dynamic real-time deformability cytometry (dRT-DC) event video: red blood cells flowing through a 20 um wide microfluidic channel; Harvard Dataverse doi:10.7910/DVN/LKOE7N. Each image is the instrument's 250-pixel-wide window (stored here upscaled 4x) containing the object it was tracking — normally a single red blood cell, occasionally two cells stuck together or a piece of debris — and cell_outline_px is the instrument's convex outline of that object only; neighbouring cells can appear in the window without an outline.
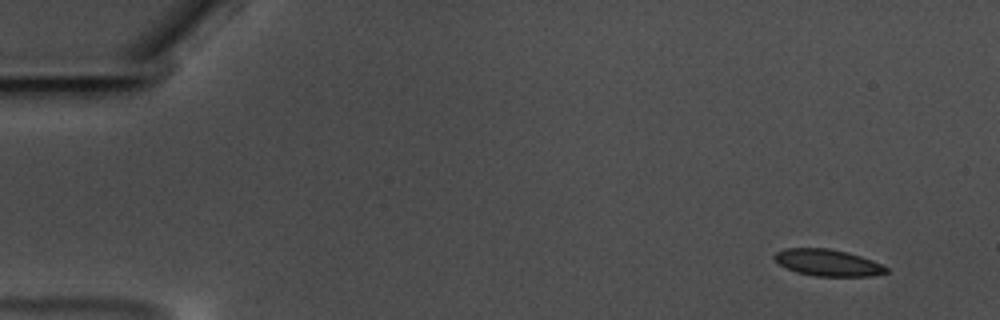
{"species": "common noctule bat (a hibernating species)", "species_latin": "Nyctalus noctula", "temperature_condition": "warm", "stored_images_in_passage": 56, "camera_frame_rate_fps": 3000, "um_per_image_px": 0.085, "animal": {"sex": "male", "body_mass_g": 17.5, "forearm_length_mm": 52.3}, "frame": {"image": 1, "passage_image": 1, "time_ms": 0.0, "image_size_px": [1000, 320], "cell_outline_px": [[888, 272], [872, 276], [816, 276], [796, 272], [780, 264], [772, 256], [776, 252], [784, 248], [828, 248], [860, 256], [872, 260], [888, 268]], "centroid_in_image_um": [70.34, 22.33], "position_along_channel_um": 14.7, "area_um2": 17.17}}
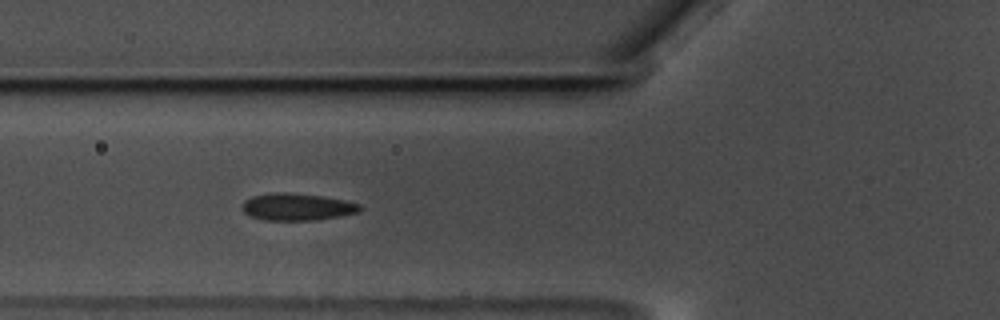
{"frame": {"image": 2, "passage_image": 19, "time_ms": 6.0, "image_size_px": [1000, 320], "cell_outline_px": [[360, 212], [340, 216], [316, 220], [264, 220], [252, 216], [244, 212], [240, 208], [244, 200], [252, 196], [268, 192], [288, 192], [324, 196], [344, 200], [360, 204]], "centroid_in_image_um": [25.22, 17.57], "position_along_channel_um": 100.6, "area_um2": 18.79}}
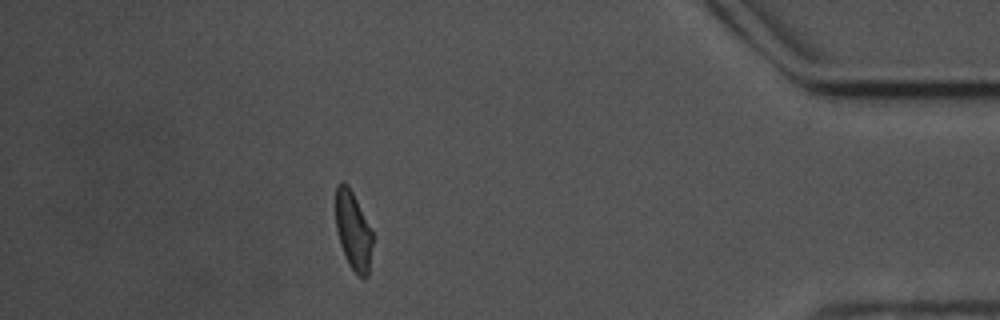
{"frame": {"image": 3, "passage_image": 49, "time_ms": 16.0, "image_size_px": [1000, 320], "cell_outline_px": [[372, 244], [368, 276], [364, 280], [348, 264], [340, 244], [336, 228], [336, 184], [340, 180], [348, 184], [372, 232]], "centroid_in_image_um": [30.0, 19.6], "position_along_channel_um": 405.2, "area_um2": 16.65}, "authors_computed_cell_mechanics": {"area_um2": 17.8602, "velocity_mm_per_s": 3.4913, "shape_relaxation_time_tau1_ms": 4.017, "shape_relaxation_time_tau2_ms": 1.6667, "deformation_change_tau1": 0.1081, "deformation_change_tau2": 0.0746}}